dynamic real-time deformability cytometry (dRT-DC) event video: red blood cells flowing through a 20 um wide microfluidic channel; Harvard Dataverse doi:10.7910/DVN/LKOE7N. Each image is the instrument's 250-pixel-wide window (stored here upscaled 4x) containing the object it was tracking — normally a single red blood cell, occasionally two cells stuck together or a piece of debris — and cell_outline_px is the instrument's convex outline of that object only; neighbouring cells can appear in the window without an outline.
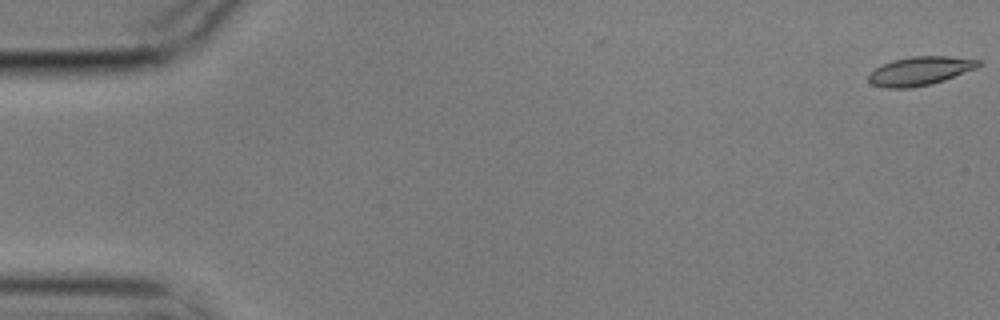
{"species": "common noctule bat (a hibernating species)", "species_latin": "Nyctalus noctula", "temperature_condition": "cold", "stored_images_in_passage": 11, "camera_frame_rate_fps": 3000, "um_per_image_px": 0.085, "animal": {"sex": "male", "body_mass_g": 17.9}, "frame": {"image": 1, "passage_image": 1, "time_ms": 0.0, "image_size_px": [1000, 320], "cell_outline_px": [[984, 64], [976, 68], [944, 80], [932, 84], [912, 88], [884, 88], [872, 84], [868, 80], [868, 76], [876, 68], [884, 64], [896, 60], [912, 56], [948, 56], [980, 60]], "centroid_in_image_um": [78.23, 6.04], "position_along_channel_um": 6.8, "area_um2": 18.26}}
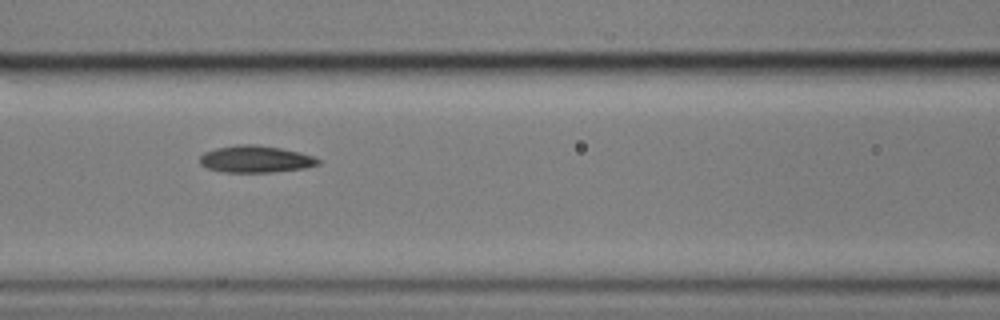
{"frame": {"image": 2, "passage_image": 7, "time_ms": 2.0, "image_size_px": [1000, 320], "cell_outline_px": [[320, 164], [304, 168], [272, 172], [224, 172], [208, 168], [200, 164], [200, 156], [204, 152], [216, 148], [236, 144], [256, 144], [280, 148], [300, 152], [312, 156], [320, 160]], "centroid_in_image_um": [21.71, 13.52], "position_along_channel_um": 144.9, "area_um2": 18.55}}
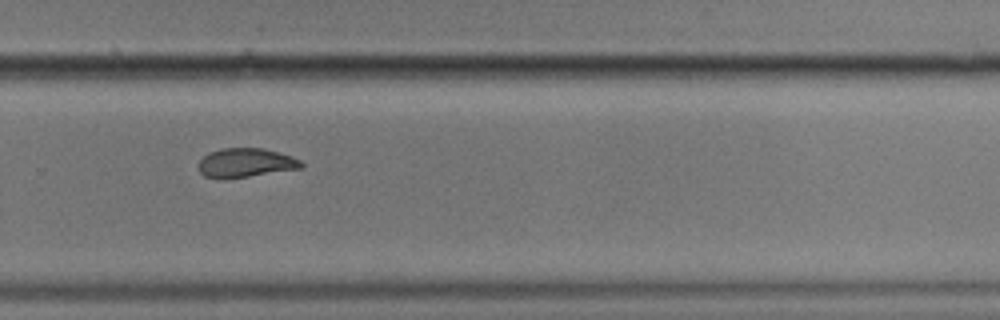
{"frame": {"image": 3, "passage_image": 11, "time_ms": 3.333, "image_size_px": [1000, 320], "cell_outline_px": [[304, 168], [220, 180], [204, 176], [196, 168], [196, 164], [208, 152], [220, 148], [264, 148], [292, 156], [300, 160], [304, 164]], "centroid_in_image_um": [20.84, 13.84], "position_along_channel_um": 309.0, "area_um2": 17.8}}